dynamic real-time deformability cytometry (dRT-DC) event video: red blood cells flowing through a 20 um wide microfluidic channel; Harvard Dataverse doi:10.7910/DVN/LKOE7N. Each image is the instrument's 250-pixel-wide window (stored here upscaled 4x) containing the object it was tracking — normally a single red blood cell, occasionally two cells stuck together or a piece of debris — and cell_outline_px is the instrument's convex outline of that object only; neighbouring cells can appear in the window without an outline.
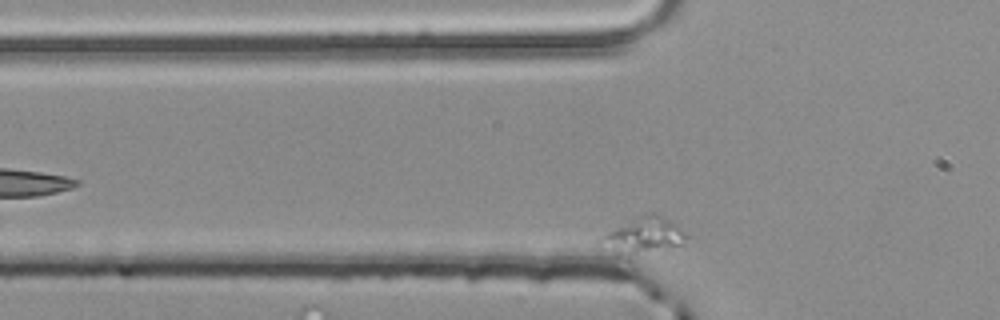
{"species": "common noctule bat (a hibernating species)", "species_latin": "Nyctalus noctula", "temperature_condition": "room temperature", "stored_images_in_passage": 5, "camera_frame_rate_fps": 3000, "um_per_image_px": 0.085, "animal": {"sex": "male", "body_mass_g": 20.4}, "frame": {"image": 1, "passage_image": 3, "time_ms": 0.667, "image_size_px": [1000, 320], "cell_outline_px": [[692, 236], [684, 244], [668, 248], [636, 248], [604, 236], [608, 232], [632, 220], [652, 212], [676, 224]], "centroid_in_image_um": [55.24, 19.8], "position_along_channel_um": 70.6, "area_um2": 14.05}}
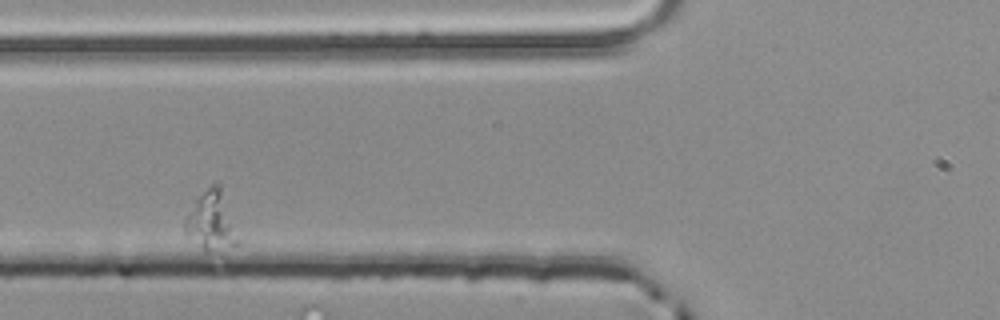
{"frame": {"image": 2, "passage_image": 4, "time_ms": 1.0, "image_size_px": [1000, 320], "cell_outline_px": [[240, 244], [208, 252], [204, 252], [184, 232], [184, 220], [188, 212], [196, 200], [216, 180], [220, 180], [240, 240]], "centroid_in_image_um": [17.99, 18.78], "position_along_channel_um": 107.8, "area_um2": 18.44}}
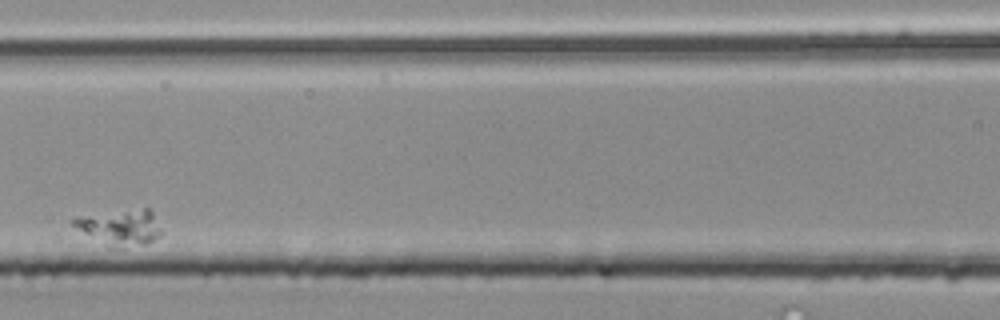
{"frame": {"image": 3, "passage_image": 5, "time_ms": 1.333, "image_size_px": [1000, 320], "cell_outline_px": [[160, 236], [144, 244], [124, 248], [108, 248], [72, 224], [68, 220], [76, 216], [144, 208], [148, 208], [152, 212], [160, 228]], "centroid_in_image_um": [10.19, 19.33], "position_along_channel_um": 156.4, "area_um2": 18.21}}